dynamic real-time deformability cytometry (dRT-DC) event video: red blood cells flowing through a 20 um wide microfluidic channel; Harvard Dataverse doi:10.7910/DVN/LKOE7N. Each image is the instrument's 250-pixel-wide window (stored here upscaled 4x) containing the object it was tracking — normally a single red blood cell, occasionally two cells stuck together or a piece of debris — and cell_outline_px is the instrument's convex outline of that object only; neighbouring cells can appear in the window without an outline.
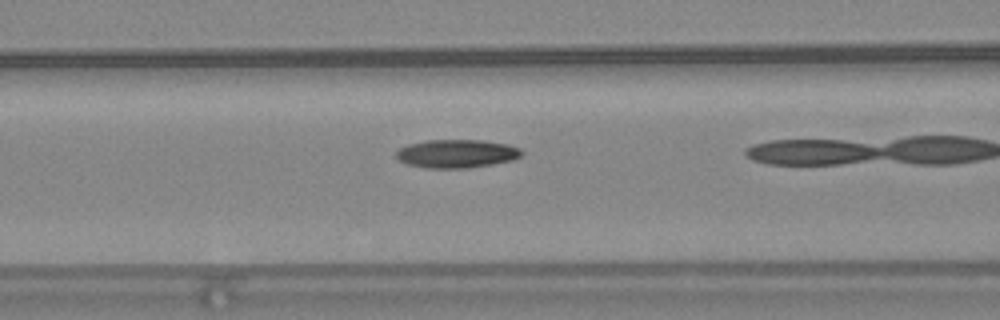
{"species": "common noctule bat (a hibernating species)", "species_latin": "Nyctalus noctula", "temperature_condition": "warm", "stored_images_in_passage": 27, "camera_frame_rate_fps": 3000, "um_per_image_px": 0.085, "animal": {"sex": "female", "body_mass_g": 24.6, "forearm_length_mm": 56.2}, "frame": {"image": 1, "passage_image": 19, "time_ms": 6.0, "image_size_px": [1000, 320], "cell_outline_px": [[524, 152], [520, 156], [512, 160], [492, 164], [468, 168], [424, 168], [408, 164], [400, 160], [396, 156], [396, 152], [400, 148], [408, 144], [428, 140], [484, 140], [508, 144], [520, 148]], "centroid_in_image_um": [38.84, 13.06], "position_along_channel_um": 127.8, "area_um2": 20.75}}